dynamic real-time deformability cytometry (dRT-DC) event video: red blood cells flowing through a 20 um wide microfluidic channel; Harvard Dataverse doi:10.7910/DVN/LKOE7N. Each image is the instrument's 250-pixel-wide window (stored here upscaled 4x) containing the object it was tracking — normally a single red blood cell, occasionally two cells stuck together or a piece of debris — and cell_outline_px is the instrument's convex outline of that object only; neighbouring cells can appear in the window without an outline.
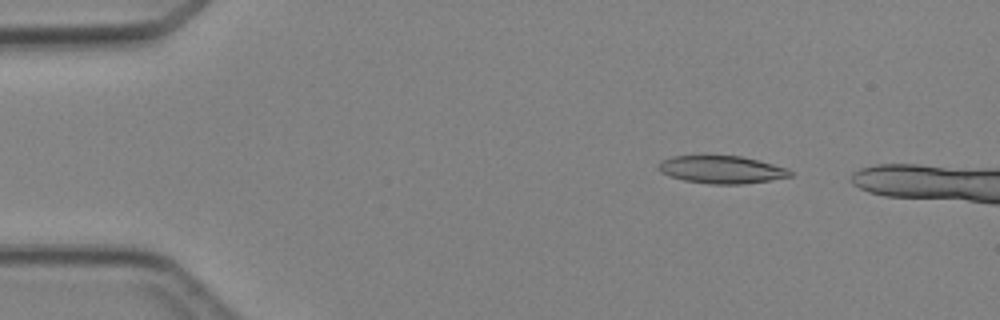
{"species": "Egyptian fruit bat (a non-hibernating species)", "species_latin": "Rousettus aegyptiacus", "temperature_condition": "cold", "stored_images_in_passage": 3, "camera_frame_rate_fps": 3000, "um_per_image_px": 0.085, "animal": {"sex": "female"}, "frame": {"image": 1, "passage_image": 2, "time_ms": 2.0, "image_size_px": [1000, 320], "cell_outline_px": [[792, 176], [744, 184], [712, 184], [684, 180], [660, 172], [656, 168], [656, 164], [660, 160], [672, 156], [740, 156], [788, 168], [792, 172]], "centroid_in_image_um": [61.29, 14.41], "position_along_channel_um": 23.7, "area_um2": 21.1}}